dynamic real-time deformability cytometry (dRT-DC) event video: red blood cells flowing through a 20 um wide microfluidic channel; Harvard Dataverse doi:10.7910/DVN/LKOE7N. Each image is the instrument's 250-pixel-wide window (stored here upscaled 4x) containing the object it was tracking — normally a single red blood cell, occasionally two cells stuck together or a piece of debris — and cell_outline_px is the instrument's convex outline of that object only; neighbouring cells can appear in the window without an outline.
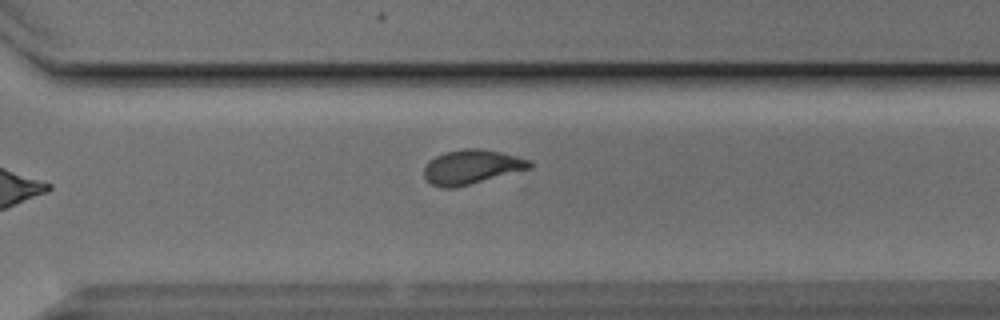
{"species": "Egyptian fruit bat (a non-hibernating species)", "species_latin": "Rousettus aegyptiacus", "temperature_condition": "cold", "stored_images_in_passage": 11, "segment_of_instrument_passage": [1, 2], "camera_frame_rate_fps": 3000, "um_per_image_px": 0.085, "animal": {"sex": "male"}, "frame": {"image": 1, "passage_image": 10, "time_ms": 11.333, "image_size_px": [1000, 320], "cell_outline_px": [[536, 164], [532, 168], [456, 188], [440, 188], [432, 184], [424, 176], [424, 168], [436, 156], [444, 152], [464, 148], [480, 148], [500, 152], [532, 160]], "centroid_in_image_um": [40.14, 14.19], "position_along_channel_um": 330.5, "area_um2": 21.27}}